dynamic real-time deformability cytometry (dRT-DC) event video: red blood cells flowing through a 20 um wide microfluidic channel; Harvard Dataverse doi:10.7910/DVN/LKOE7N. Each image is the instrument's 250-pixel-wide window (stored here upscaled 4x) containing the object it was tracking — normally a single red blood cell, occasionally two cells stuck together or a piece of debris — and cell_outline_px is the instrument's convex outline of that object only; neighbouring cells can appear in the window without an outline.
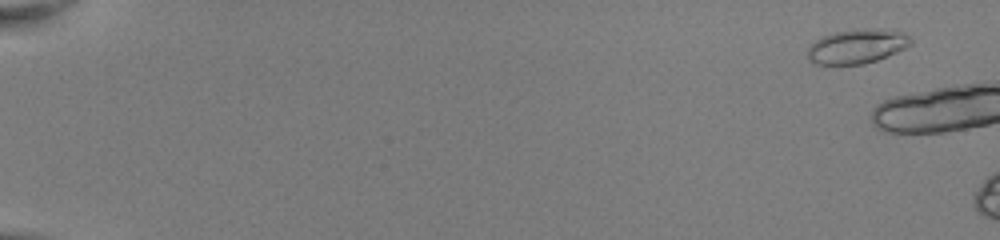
{"species": "common noctule bat (a hibernating species)", "species_latin": "Nyctalus noctula", "temperature_condition": "room temperature", "stored_images_in_passage": 7, "camera_frame_rate_fps": 3000, "um_per_image_px": 0.085, "animal": {"sex": "female", "body_mass_g": 22.0, "forearm_length_mm": 56.7}, "frame": {"image": 1, "passage_image": 4, "time_ms": 1.0, "image_size_px": [1000, 240], "cell_outline_px": [[912, 44], [896, 52], [876, 60], [864, 64], [816, 64], [808, 60], [808, 48], [816, 40], [824, 36], [836, 32], [860, 28], [896, 28], [908, 36], [912, 40]], "centroid_in_image_um": [72.89, 3.91], "position_along_channel_um": 12.1, "area_um2": 20.75}}